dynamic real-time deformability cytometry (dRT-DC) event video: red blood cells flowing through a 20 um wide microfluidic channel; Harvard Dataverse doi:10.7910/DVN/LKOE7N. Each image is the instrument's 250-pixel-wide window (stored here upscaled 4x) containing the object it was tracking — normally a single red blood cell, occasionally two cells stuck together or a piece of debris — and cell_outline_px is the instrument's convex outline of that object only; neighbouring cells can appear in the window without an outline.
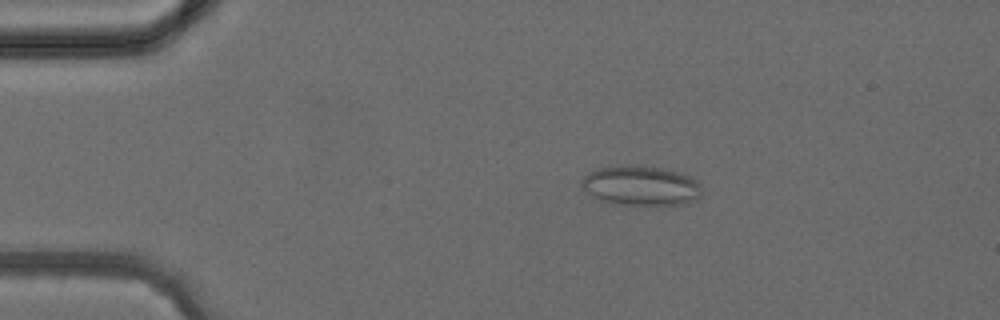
{"species": "common noctule bat (a hibernating species)", "species_latin": "Nyctalus noctula", "temperature_condition": "cold", "stored_images_in_passage": 5, "camera_frame_rate_fps": 3000, "um_per_image_px": 0.085, "animal": {"sex": "female", "body_mass_g": 24.6, "forearm_length_mm": 56.2}, "frame": {"image": 1, "passage_image": 3, "time_ms": 2.333, "image_size_px": [1000, 320], "cell_outline_px": [[700, 196], [696, 200], [684, 204], [616, 204], [600, 200], [588, 192], [580, 184], [580, 180], [588, 172], [596, 168], [620, 164], [632, 164], [664, 168], [680, 172], [696, 180], [700, 192]], "centroid_in_image_um": [54.43, 15.75], "position_along_channel_um": 30.6, "area_um2": 27.92}}